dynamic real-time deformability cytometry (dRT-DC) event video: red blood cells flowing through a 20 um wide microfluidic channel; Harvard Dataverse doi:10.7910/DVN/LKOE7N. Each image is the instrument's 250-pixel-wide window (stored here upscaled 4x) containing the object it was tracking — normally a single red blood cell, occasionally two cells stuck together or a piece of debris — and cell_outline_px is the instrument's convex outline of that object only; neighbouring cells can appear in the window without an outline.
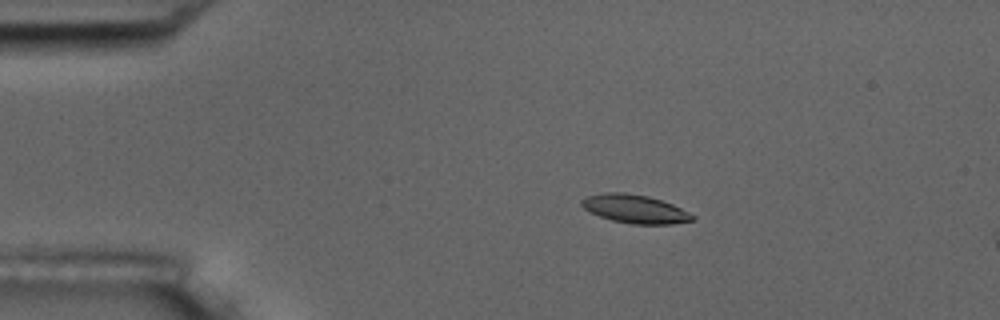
{"species": "common noctule bat (a hibernating species)", "species_latin": "Nyctalus noctula", "temperature_condition": "room temperature", "stored_images_in_passage": 6, "camera_frame_rate_fps": 3000, "um_per_image_px": 0.085, "animal": {"sex": "male", "body_mass_g": 17.5, "forearm_length_mm": 52.3}, "frame": {"image": 1, "passage_image": 3, "time_ms": 2.333, "image_size_px": [1000, 320], "cell_outline_px": [[696, 220], [672, 224], [632, 224], [612, 220], [588, 212], [580, 204], [580, 200], [588, 196], [604, 192], [624, 192], [648, 196], [672, 204], [696, 216]], "centroid_in_image_um": [53.96, 17.76], "position_along_channel_um": 31.0, "area_um2": 18.44}}
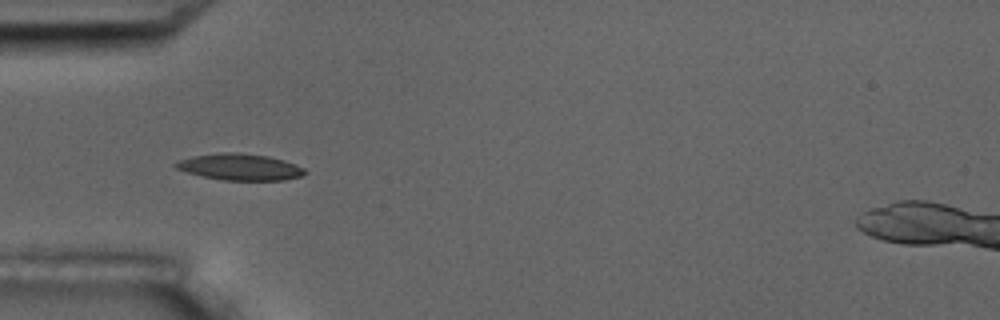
{"frame": {"image": 2, "passage_image": 5, "time_ms": 4.667, "image_size_px": [1000, 320], "cell_outline_px": [[308, 172], [300, 176], [284, 180], [224, 180], [204, 176], [188, 172], [176, 168], [172, 164], [180, 160], [192, 156], [224, 152], [232, 152], [268, 156], [284, 160], [296, 164], [304, 168]], "centroid_in_image_um": [20.42, 14.19], "position_along_channel_um": 64.6, "area_um2": 19.71}}